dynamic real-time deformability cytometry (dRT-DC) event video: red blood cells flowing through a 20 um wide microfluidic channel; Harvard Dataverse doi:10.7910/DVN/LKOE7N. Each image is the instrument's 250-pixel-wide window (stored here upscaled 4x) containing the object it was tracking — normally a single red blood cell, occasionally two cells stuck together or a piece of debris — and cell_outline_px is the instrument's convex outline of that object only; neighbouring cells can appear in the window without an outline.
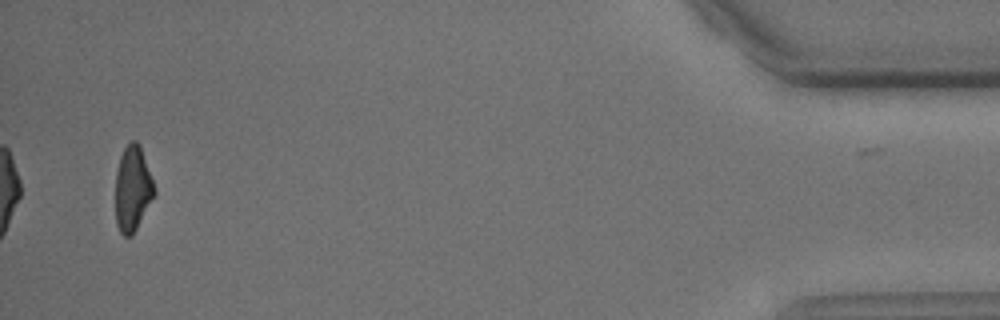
{"species": "common noctule bat (a hibernating species)", "species_latin": "Nyctalus noctula", "temperature_condition": "cold", "stored_images_in_passage": 14, "camera_frame_rate_fps": 3000, "um_per_image_px": 0.085, "animal": {"sex": "male", "body_mass_g": 15.6}, "frame": {"image": 1, "passage_image": 14, "time_ms": 4.333, "image_size_px": [1000, 320], "cell_outline_px": [[156, 192], [132, 236], [124, 236], [120, 232], [116, 224], [116, 172], [120, 156], [124, 148], [132, 140], [136, 140], [140, 144], [156, 188]], "centroid_in_image_um": [11.28, 16.02], "position_along_channel_um": 423.9, "area_um2": 19.31}}